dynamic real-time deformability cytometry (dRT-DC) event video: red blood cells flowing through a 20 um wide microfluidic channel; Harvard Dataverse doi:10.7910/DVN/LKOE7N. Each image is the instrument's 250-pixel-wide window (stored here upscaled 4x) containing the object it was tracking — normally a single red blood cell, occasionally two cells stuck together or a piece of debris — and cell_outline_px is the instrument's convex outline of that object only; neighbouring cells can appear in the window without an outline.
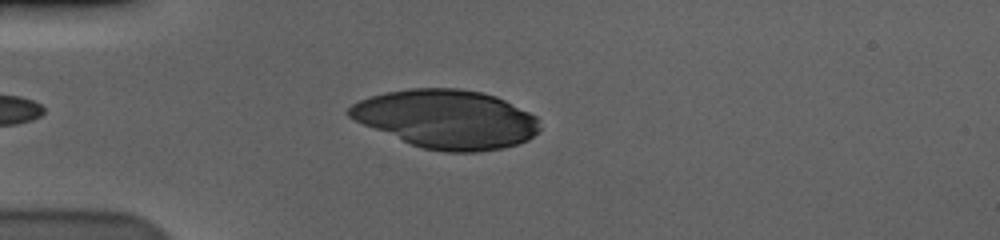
{"species": "human", "species_latin": "Homo sapiens", "temperature_condition": "cold", "stored_images_in_passage": 40, "camera_frame_rate_fps": 3000, "um_per_image_px": 0.085, "donor": {"sex": "male"}, "frame": {"image": 1, "passage_image": 3, "time_ms": 0.667, "image_size_px": [1000, 240], "cell_outline_px": [[540, 128], [528, 140], [504, 148], [476, 152], [444, 152], [424, 148], [412, 144], [364, 124], [348, 116], [344, 112], [352, 104], [360, 100], [384, 92], [408, 88], [460, 88], [480, 92], [496, 96], [536, 116]], "centroid_in_image_um": [37.95, 10.11], "position_along_channel_um": 47.0, "area_um2": 64.56}}